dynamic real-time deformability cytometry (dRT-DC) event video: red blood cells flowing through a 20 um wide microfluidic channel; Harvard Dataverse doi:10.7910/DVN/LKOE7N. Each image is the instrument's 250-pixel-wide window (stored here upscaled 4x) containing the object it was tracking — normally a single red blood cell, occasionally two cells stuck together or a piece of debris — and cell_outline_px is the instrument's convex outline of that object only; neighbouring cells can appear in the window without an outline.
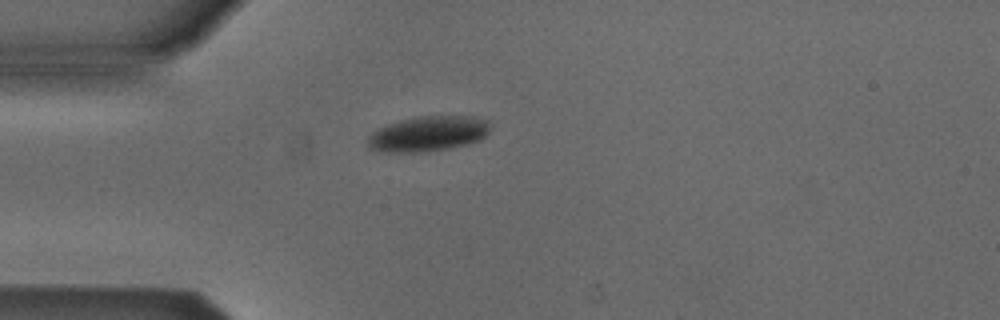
{"species": "Egyptian fruit bat (a non-hibernating species)", "species_latin": "Rousettus aegyptiacus", "temperature_condition": "cold", "stored_images_in_passage": 1, "camera_frame_rate_fps": 3000, "um_per_image_px": 0.085, "animal": {"sex": "male"}, "frame": {"image": 1, "passage_image": 1, "time_ms": 0.0, "image_size_px": [1000, 320], "cell_outline_px": [[488, 132], [480, 140], [468, 144], [428, 152], [384, 152], [368, 148], [368, 136], [376, 128], [400, 120], [416, 116], [468, 116], [488, 120]], "centroid_in_image_um": [36.35, 11.37], "position_along_channel_um": 48.7, "area_um2": 25.2}}